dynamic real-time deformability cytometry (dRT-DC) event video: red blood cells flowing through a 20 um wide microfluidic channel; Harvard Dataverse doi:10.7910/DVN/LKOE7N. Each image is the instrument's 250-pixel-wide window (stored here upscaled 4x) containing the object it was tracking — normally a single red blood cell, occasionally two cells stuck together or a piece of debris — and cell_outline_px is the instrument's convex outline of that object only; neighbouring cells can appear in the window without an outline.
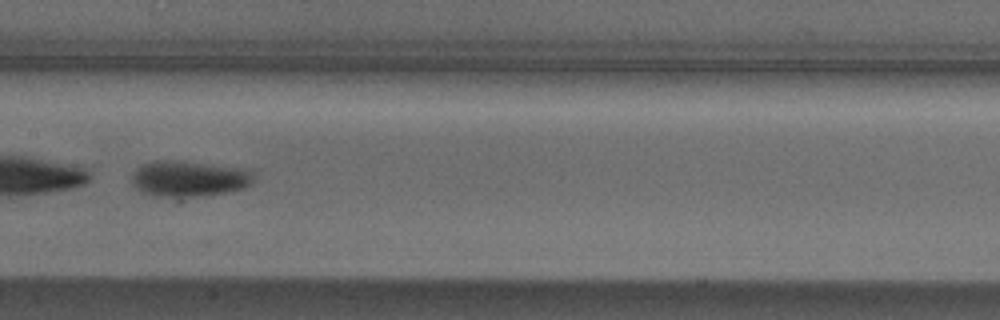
{"species": "Egyptian fruit bat (a non-hibernating species)", "species_latin": "Rousettus aegyptiacus", "temperature_condition": "cold", "stored_images_in_passage": 37, "camera_frame_rate_fps": 3000, "um_per_image_px": 0.085, "animal": {"sex": "male"}, "frame": {"image": 1, "passage_image": 11, "time_ms": 3.333, "image_size_px": [1000, 320], "cell_outline_px": [[256, 176], [252, 184], [244, 188], [176, 204], [144, 192], [136, 188], [132, 184], [132, 176], [136, 168], [144, 164], [156, 160], [164, 160], [236, 168], [252, 172]], "centroid_in_image_um": [16.02, 15.32], "position_along_channel_um": 191.4, "area_um2": 26.53}, "authors_computed_cell_mechanics": {"area_um2": 25.0852, "velocity_mm_per_s": 3.7033, "shape_relaxation_time_tau1_ms": 1.6734, "shape_relaxation_time_tau2_ms": null, "deformation_change_tau1": 0.0989, "deformation_change_tau2": null}}